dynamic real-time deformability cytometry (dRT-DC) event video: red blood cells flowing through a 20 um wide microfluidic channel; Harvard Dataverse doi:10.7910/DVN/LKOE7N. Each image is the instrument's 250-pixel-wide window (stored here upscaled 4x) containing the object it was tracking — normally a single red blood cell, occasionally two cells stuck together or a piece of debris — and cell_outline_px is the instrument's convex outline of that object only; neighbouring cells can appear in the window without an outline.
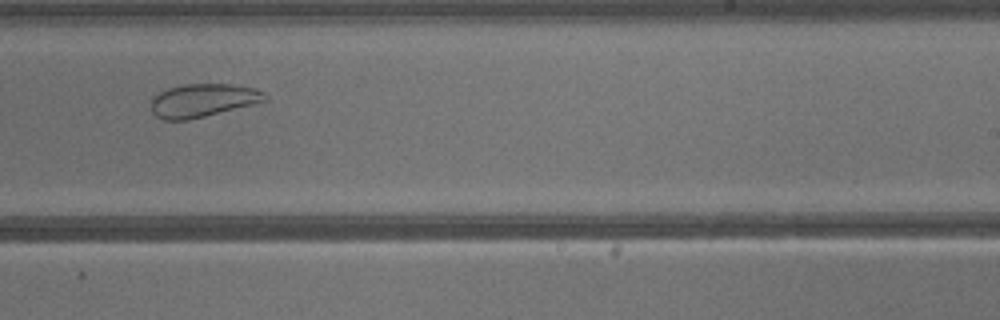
{"species": "common noctule bat (a hibernating species)", "species_latin": "Nyctalus noctula", "temperature_condition": "warm", "stored_images_in_passage": 29, "camera_frame_rate_fps": 3000, "um_per_image_px": 0.085, "animal": {"sex": "male", "body_mass_g": 13.3}, "frame": {"image": 1, "passage_image": 17, "time_ms": 5.333, "image_size_px": [1000, 320], "cell_outline_px": [[268, 100], [188, 120], [164, 120], [156, 116], [152, 112], [152, 100], [160, 92], [168, 88], [184, 84], [232, 84], [252, 88], [264, 92], [268, 96]], "centroid_in_image_um": [17.24, 8.53], "position_along_channel_um": 271.8, "area_um2": 21.73}}